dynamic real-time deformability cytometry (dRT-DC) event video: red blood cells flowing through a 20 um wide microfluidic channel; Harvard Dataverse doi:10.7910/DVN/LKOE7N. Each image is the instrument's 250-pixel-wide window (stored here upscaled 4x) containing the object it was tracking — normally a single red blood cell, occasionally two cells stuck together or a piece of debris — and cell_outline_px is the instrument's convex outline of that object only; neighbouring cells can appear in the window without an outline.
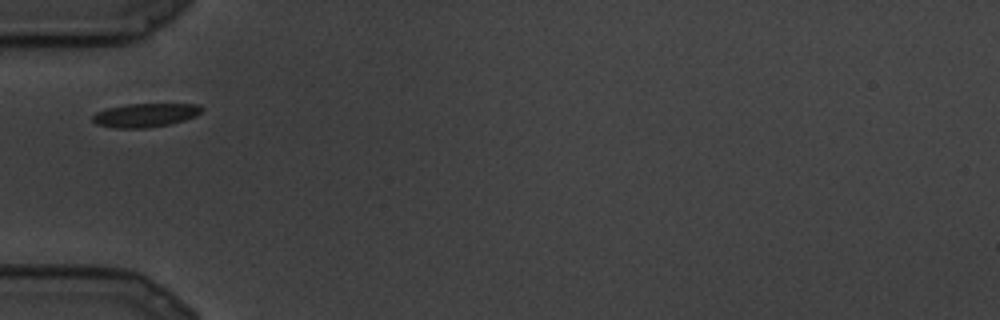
{"species": "common noctule bat (a hibernating species)", "species_latin": "Nyctalus noctula", "temperature_condition": "cold", "stored_images_in_passage": 4, "camera_frame_rate_fps": 3000, "um_per_image_px": 0.085, "animal": {"sex": "male", "body_mass_g": 19.5, "forearm_length_mm": 54.6}, "frame": {"image": 1, "passage_image": 1, "time_ms": 0.0, "image_size_px": [1000, 320], "cell_outline_px": [[204, 108], [196, 116], [184, 120], [168, 124], [148, 128], [116, 128], [96, 124], [92, 120], [92, 116], [96, 112], [108, 108], [128, 104], [200, 104]], "centroid_in_image_um": [12.35, 9.79], "position_along_channel_um": 72.6, "area_um2": 15.03}}
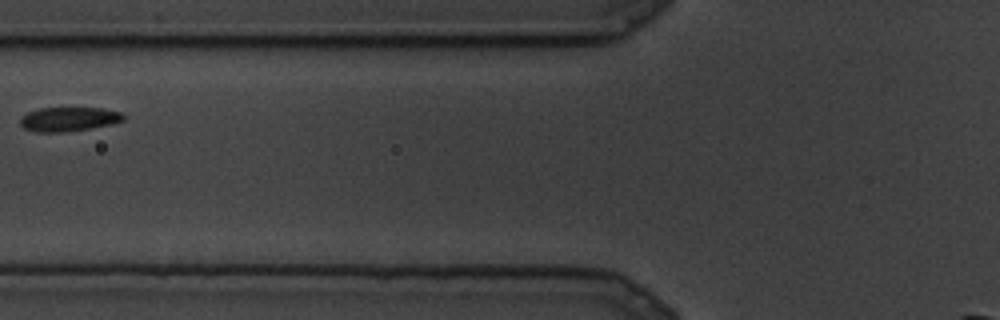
{"frame": {"image": 2, "passage_image": 3, "time_ms": 0.667, "image_size_px": [1000, 320], "cell_outline_px": [[124, 120], [112, 124], [68, 132], [32, 132], [24, 128], [20, 124], [20, 116], [28, 112], [40, 108], [104, 108], [120, 112], [124, 116]], "centroid_in_image_um": [5.81, 10.13], "position_along_channel_um": 120.0, "area_um2": 14.68}}